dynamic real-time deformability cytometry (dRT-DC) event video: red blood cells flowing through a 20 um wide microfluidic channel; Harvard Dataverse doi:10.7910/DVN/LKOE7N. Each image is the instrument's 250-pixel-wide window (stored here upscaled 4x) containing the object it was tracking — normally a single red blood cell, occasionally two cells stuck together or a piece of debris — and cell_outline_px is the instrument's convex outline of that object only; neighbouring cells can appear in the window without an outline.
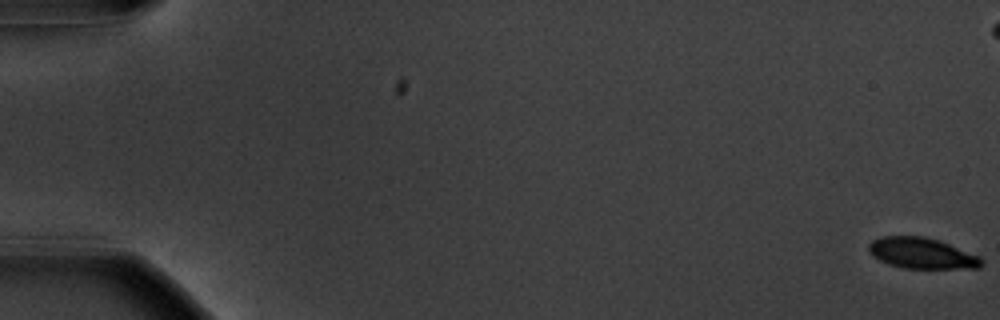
{"species": "common noctule bat (a hibernating species)", "species_latin": "Nyctalus noctula", "temperature_condition": "warm", "stored_images_in_passage": 59, "camera_frame_rate_fps": 3000, "um_per_image_px": 0.085, "animal": {"sex": "male", "body_mass_g": 20.1, "forearm_length_mm": 53.5}, "frame": {"image": 1, "passage_image": 1, "time_ms": 0.0, "image_size_px": [1000, 320], "cell_outline_px": [[984, 264], [980, 268], [904, 268], [888, 264], [872, 256], [868, 252], [868, 244], [872, 240], [880, 236], [924, 236], [940, 240], [980, 256], [984, 260]], "centroid_in_image_um": [78.36, 21.52], "position_along_channel_um": 6.6, "area_um2": 20.58}}
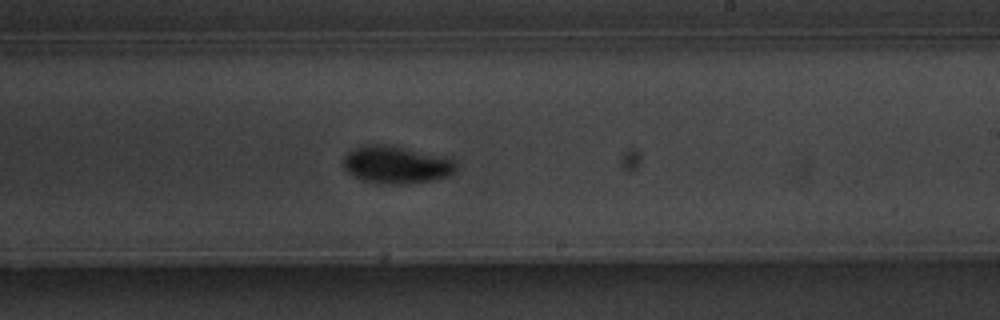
{"frame": {"image": 2, "passage_image": 36, "time_ms": 11.667, "image_size_px": [1000, 320], "cell_outline_px": [[456, 172], [448, 176], [432, 180], [408, 184], [384, 184], [360, 180], [352, 176], [344, 168], [344, 156], [348, 152], [364, 144], [388, 144], [448, 156], [456, 164]], "centroid_in_image_um": [33.7, 13.99], "position_along_channel_um": 255.3, "area_um2": 25.09}}
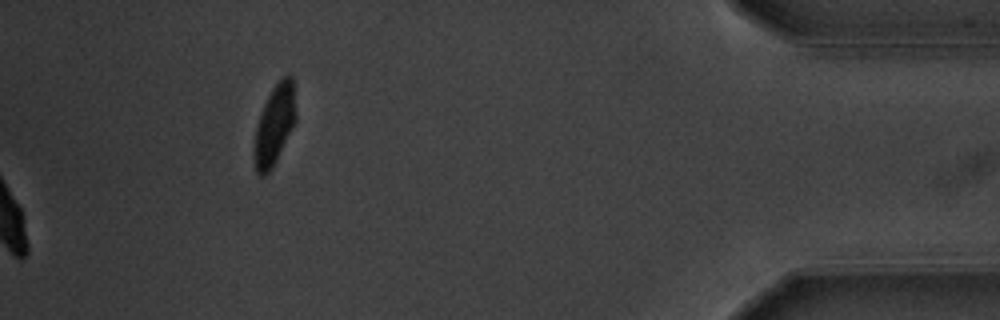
{"frame": {"image": 3, "passage_image": 59, "time_ms": 19.333, "image_size_px": [1000, 320], "cell_outline_px": [[296, 120], [272, 168], [264, 176], [260, 176], [256, 172], [252, 152], [252, 148], [256, 124], [264, 104], [272, 88], [284, 76], [292, 76], [296, 116]], "centroid_in_image_um": [23.29, 10.66], "position_along_channel_um": 411.9, "area_um2": 19.36}, "authors_computed_cell_mechanics": {"area_um2": 22.1952, "velocity_mm_per_s": 3.6076, "shape_relaxation_time_tau1_ms": 1.6701, "shape_relaxation_time_tau2_ms": 1.5152, "deformation_change_tau1": 0.1223, "deformation_change_tau2": 0.0436}}